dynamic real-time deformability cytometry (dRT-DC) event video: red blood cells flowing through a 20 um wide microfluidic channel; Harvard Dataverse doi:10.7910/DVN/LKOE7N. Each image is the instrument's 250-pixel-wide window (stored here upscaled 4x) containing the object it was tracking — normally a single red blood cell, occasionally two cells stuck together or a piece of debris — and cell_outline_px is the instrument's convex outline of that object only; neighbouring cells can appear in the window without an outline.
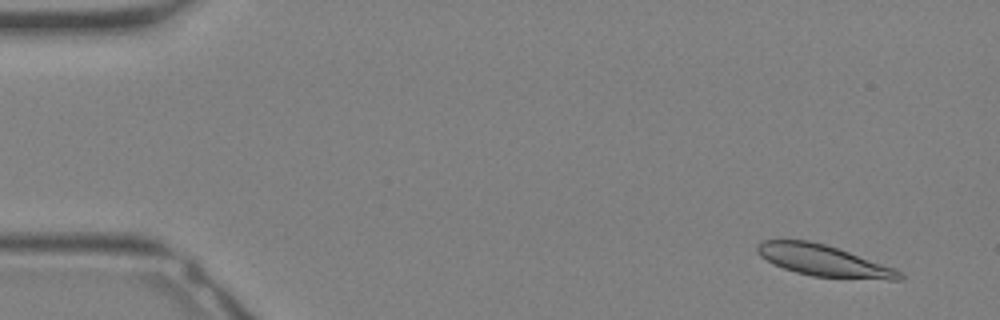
{"species": "Egyptian fruit bat (a non-hibernating species)", "species_latin": "Rousettus aegyptiacus", "temperature_condition": "warm", "stored_images_in_passage": 13, "camera_frame_rate_fps": 3000, "um_per_image_px": 0.085, "animal": {"sex": "female"}, "frame": {"image": 1, "passage_image": 3, "time_ms": 0.667, "image_size_px": [1000, 320], "cell_outline_px": [[904, 280], [888, 280], [812, 276], [796, 272], [772, 264], [760, 256], [756, 252], [756, 244], [764, 240], [808, 240], [824, 244], [896, 268], [904, 276]], "centroid_in_image_um": [70.0, 22.16], "position_along_channel_um": 15.0, "area_um2": 25.89}}
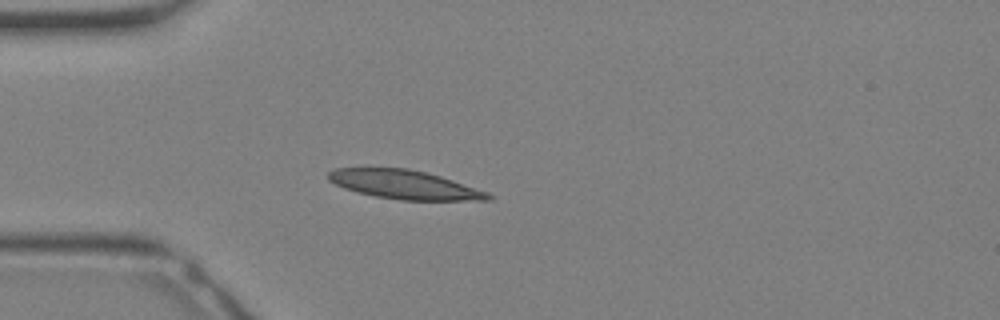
{"frame": {"image": 2, "passage_image": 10, "time_ms": 3.0, "image_size_px": [1000, 320], "cell_outline_px": [[492, 200], [400, 200], [376, 196], [356, 192], [344, 188], [328, 180], [328, 172], [336, 168], [408, 168], [440, 176], [488, 192], [492, 196]], "centroid_in_image_um": [34.36, 15.69], "position_along_channel_um": 50.6, "area_um2": 26.65}}
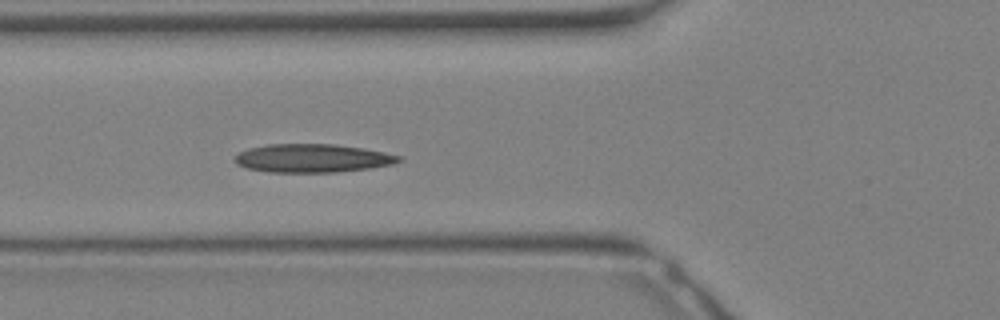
{"frame": {"image": 3, "passage_image": 13, "time_ms": 4.0, "image_size_px": [1000, 320], "cell_outline_px": [[404, 160], [392, 164], [372, 168], [336, 172], [268, 172], [248, 168], [236, 164], [232, 156], [248, 148], [268, 144], [336, 144], [364, 148], [404, 156]], "centroid_in_image_um": [26.58, 13.44], "position_along_channel_um": 99.2, "area_um2": 27.46}}